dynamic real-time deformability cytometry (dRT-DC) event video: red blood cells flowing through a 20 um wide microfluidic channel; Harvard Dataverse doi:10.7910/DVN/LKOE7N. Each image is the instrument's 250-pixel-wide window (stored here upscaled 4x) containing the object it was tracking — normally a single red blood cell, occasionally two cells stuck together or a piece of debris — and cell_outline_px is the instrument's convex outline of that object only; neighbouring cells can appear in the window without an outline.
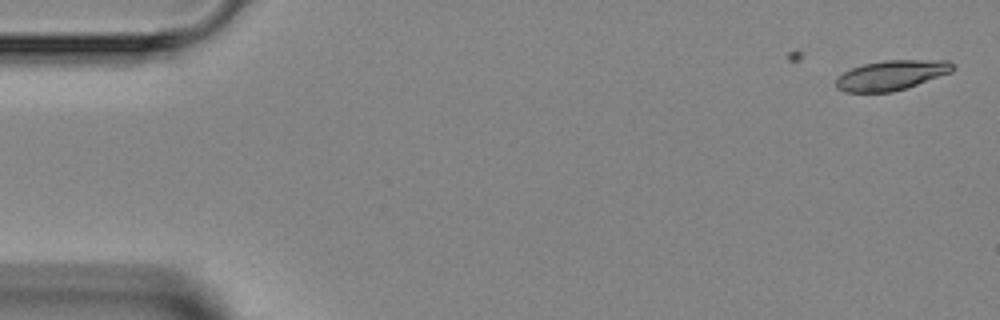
{"species": "Egyptian fruit bat (a non-hibernating species)", "species_latin": "Rousettus aegyptiacus", "temperature_condition": "room temperature", "stored_images_in_passage": 6, "camera_frame_rate_fps": 3000, "um_per_image_px": 0.085, "animal": {"sex": "female"}, "frame": {"image": 1, "passage_image": 2, "time_ms": 1.333, "image_size_px": [1000, 320], "cell_outline_px": [[956, 68], [952, 72], [892, 92], [844, 92], [836, 88], [836, 76], [852, 68], [864, 64], [884, 60], [948, 60], [956, 64]], "centroid_in_image_um": [75.77, 6.38], "position_along_channel_um": 9.2, "area_um2": 20.35}}
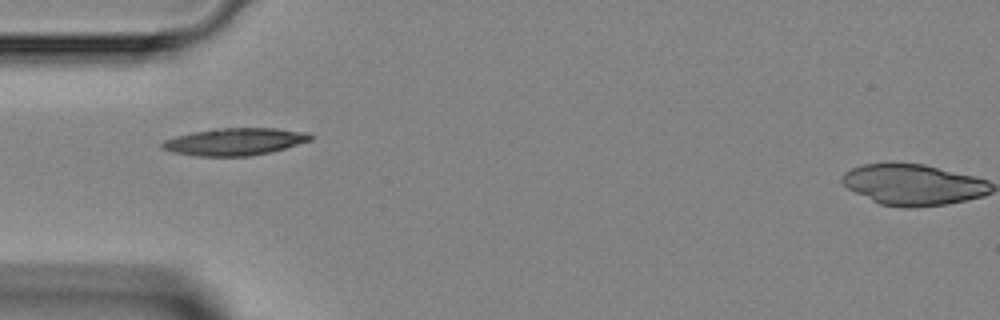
{"frame": {"image": 2, "passage_image": 5, "time_ms": 5.667, "image_size_px": [1000, 320], "cell_outline_px": [[312, 140], [272, 152], [252, 156], [196, 156], [172, 152], [160, 148], [160, 144], [164, 140], [176, 136], [192, 132], [216, 128], [276, 128], [308, 132], [312, 136]], "centroid_in_image_um": [19.95, 12.04], "position_along_channel_um": 65.0, "area_um2": 23.76}}
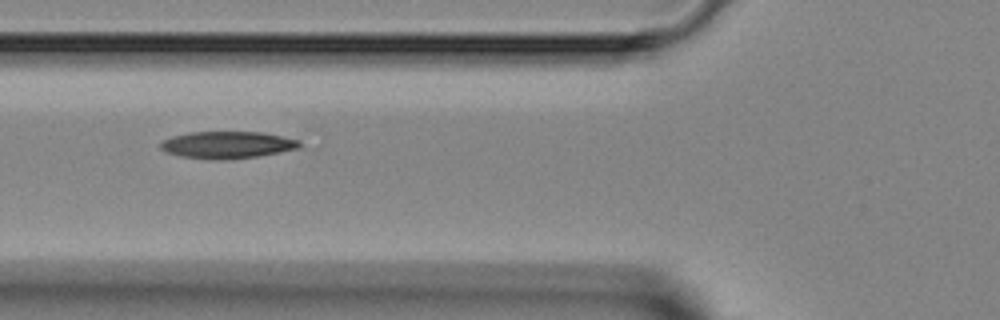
{"frame": {"image": 3, "passage_image": 6, "time_ms": 6.667, "image_size_px": [1000, 320], "cell_outline_px": [[300, 148], [260, 156], [228, 160], [212, 160], [180, 156], [164, 152], [160, 148], [160, 140], [172, 136], [188, 132], [260, 132], [300, 140]], "centroid_in_image_um": [19.27, 12.32], "position_along_channel_um": 106.5, "area_um2": 22.2}}